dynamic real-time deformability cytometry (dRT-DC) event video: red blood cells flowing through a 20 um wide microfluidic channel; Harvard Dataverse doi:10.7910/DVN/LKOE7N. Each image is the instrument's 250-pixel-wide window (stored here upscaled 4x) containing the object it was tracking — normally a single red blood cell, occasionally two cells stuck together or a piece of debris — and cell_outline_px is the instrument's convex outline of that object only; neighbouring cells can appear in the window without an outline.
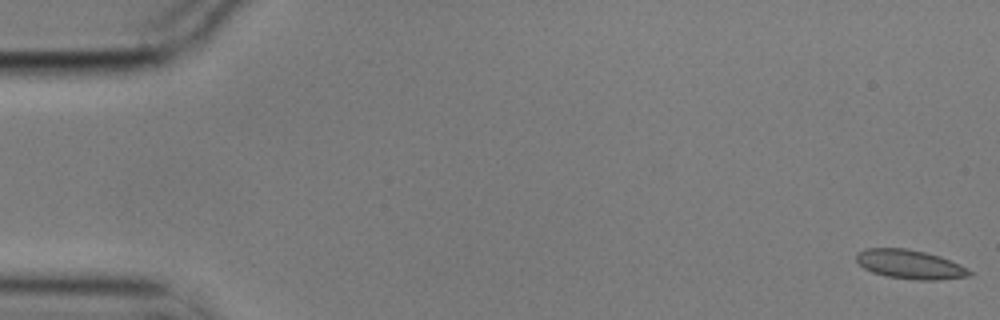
{"species": "common noctule bat (a hibernating species)", "species_latin": "Nyctalus noctula", "temperature_condition": "cold", "stored_images_in_passage": 58, "camera_frame_rate_fps": 3000, "um_per_image_px": 0.085, "animal": {"sex": "male", "body_mass_g": 17.9}, "frame": {"image": 1, "passage_image": 1, "time_ms": 0.0, "image_size_px": [1000, 320], "cell_outline_px": [[972, 276], [940, 280], [916, 280], [888, 276], [872, 272], [864, 268], [856, 260], [856, 252], [864, 248], [904, 248], [924, 252], [940, 256], [960, 264], [972, 272]], "centroid_in_image_um": [77.35, 22.47], "position_along_channel_um": 7.7, "area_um2": 19.19}}
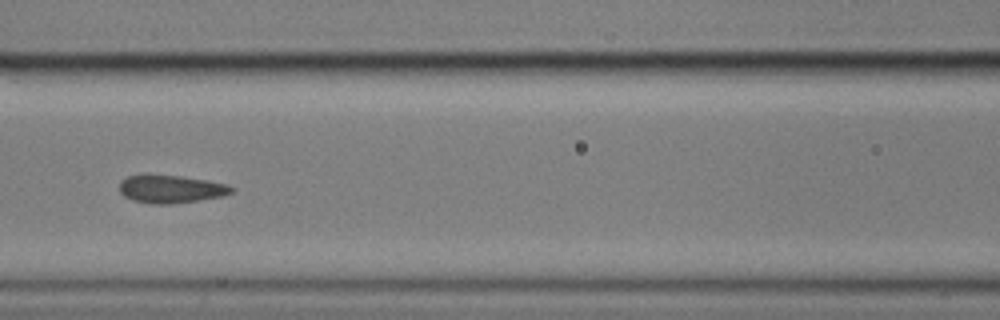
{"frame": {"image": 2, "passage_image": 25, "time_ms": 8.0, "image_size_px": [1000, 320], "cell_outline_px": [[236, 188], [232, 192], [224, 196], [200, 200], [172, 204], [148, 204], [132, 200], [124, 196], [120, 192], [120, 180], [128, 176], [144, 172], [148, 172], [180, 176], [228, 184]], "centroid_in_image_um": [14.48, 16.04], "position_along_channel_um": 152.1, "area_um2": 18.9}}
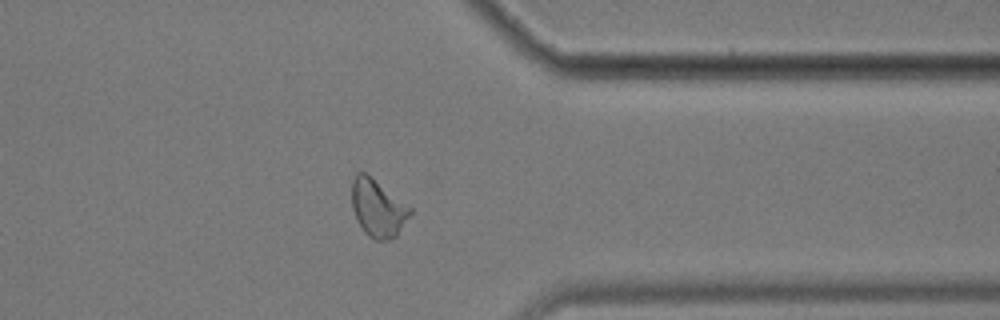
{"frame": {"image": 3, "passage_image": 45, "time_ms": 14.667, "image_size_px": [1000, 320], "cell_outline_px": [[412, 212], [396, 236], [384, 240], [376, 240], [368, 236], [364, 232], [356, 220], [352, 208], [352, 180], [356, 172], [368, 172], [412, 208]], "centroid_in_image_um": [32.1, 17.65], "position_along_channel_um": 379.3, "area_um2": 19.77}, "authors_computed_cell_mechanics": {"area_um2": 18.9006, "velocity_mm_per_s": 3.5221, "shape_relaxation_time_tau1_ms": 3.1085, "shape_relaxation_time_tau2_ms": 1.2161, "deformation_change_tau1": 0.1047, "deformation_change_tau2": 0.0783}}